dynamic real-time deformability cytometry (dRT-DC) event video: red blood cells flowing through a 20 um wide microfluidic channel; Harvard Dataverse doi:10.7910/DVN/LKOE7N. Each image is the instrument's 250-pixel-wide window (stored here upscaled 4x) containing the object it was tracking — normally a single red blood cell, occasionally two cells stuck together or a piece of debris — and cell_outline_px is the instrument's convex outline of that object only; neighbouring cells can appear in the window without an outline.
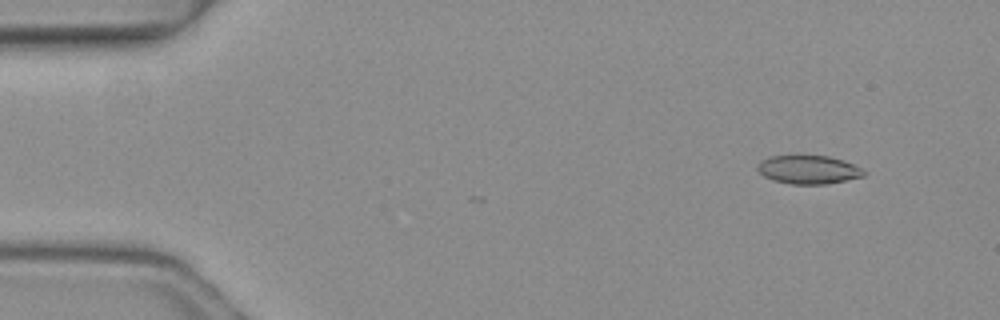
{"species": "common noctule bat (a hibernating species)", "species_latin": "Nyctalus noctula", "temperature_condition": "warm", "stored_images_in_passage": 5, "camera_frame_rate_fps": 3000, "um_per_image_px": 0.085, "animal": {"sex": "female", "body_mass_g": 19.3, "forearm_length_mm": 54.1}, "frame": {"image": 1, "passage_image": 1, "time_ms": 0.0, "image_size_px": [1000, 320], "cell_outline_px": [[864, 176], [824, 184], [792, 184], [772, 180], [764, 176], [756, 168], [756, 164], [760, 160], [768, 156], [800, 152], [828, 156], [844, 160], [860, 168], [864, 172]], "centroid_in_image_um": [68.61, 14.35], "position_along_channel_um": 16.4, "area_um2": 18.38}}
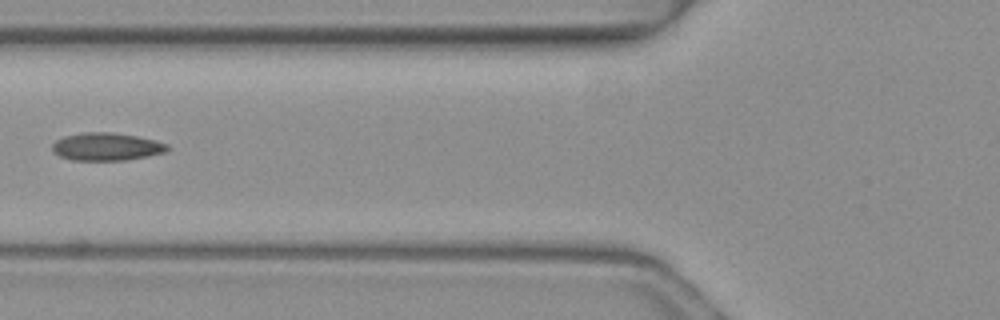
{"frame": {"image": 2, "passage_image": 5, "time_ms": 1.333, "image_size_px": [1000, 320], "cell_outline_px": [[172, 148], [168, 152], [128, 160], [72, 160], [60, 156], [52, 152], [52, 144], [56, 140], [64, 136], [84, 132], [108, 132], [136, 136], [156, 140], [168, 144]], "centroid_in_image_um": [9.09, 12.47], "position_along_channel_um": 116.7, "area_um2": 18.84}}